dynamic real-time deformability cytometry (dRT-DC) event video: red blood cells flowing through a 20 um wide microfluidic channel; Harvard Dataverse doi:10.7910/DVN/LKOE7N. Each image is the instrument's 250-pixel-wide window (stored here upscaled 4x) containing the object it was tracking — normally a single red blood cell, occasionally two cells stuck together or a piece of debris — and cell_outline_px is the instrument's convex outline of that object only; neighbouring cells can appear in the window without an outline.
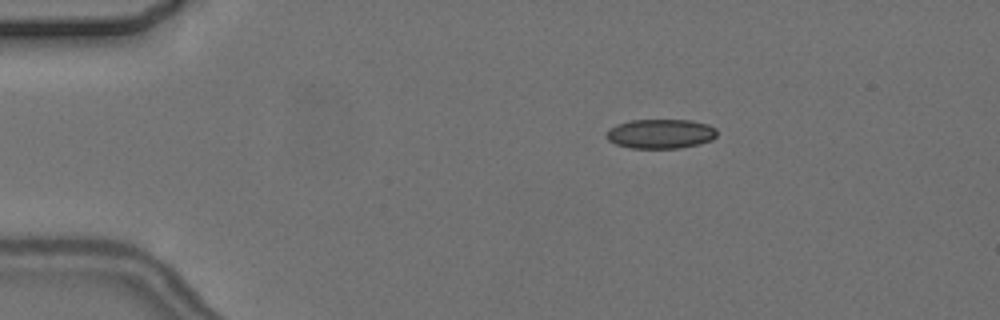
{"species": "common noctule bat (a hibernating species)", "species_latin": "Nyctalus noctula", "temperature_condition": "cold", "stored_images_in_passage": 4, "camera_frame_rate_fps": 3000, "um_per_image_px": 0.085, "animal": {"sex": "female", "body_mass_g": 24.6, "forearm_length_mm": 56.2}, "frame": {"image": 1, "passage_image": 2, "time_ms": 1.0, "image_size_px": [1000, 320], "cell_outline_px": [[716, 136], [712, 140], [700, 144], [680, 148], [632, 148], [616, 144], [608, 140], [604, 136], [608, 128], [616, 124], [632, 120], [692, 120], [708, 124], [716, 128]], "centroid_in_image_um": [56.14, 11.37], "position_along_channel_um": 28.9, "area_um2": 19.19}}